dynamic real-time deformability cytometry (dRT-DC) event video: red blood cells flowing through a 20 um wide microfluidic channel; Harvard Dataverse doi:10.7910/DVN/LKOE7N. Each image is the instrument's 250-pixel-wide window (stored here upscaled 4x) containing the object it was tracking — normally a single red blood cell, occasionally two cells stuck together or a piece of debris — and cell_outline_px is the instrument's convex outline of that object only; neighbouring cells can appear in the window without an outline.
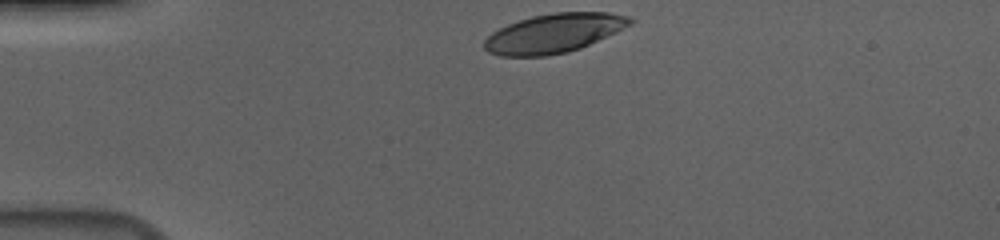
{"species": "human", "species_latin": "Homo sapiens", "temperature_condition": "cold", "stored_images_in_passage": 34, "camera_frame_rate_fps": 3000, "um_per_image_px": 0.085, "donor": {"sex": "male"}, "frame": {"image": 1, "passage_image": 1, "time_ms": 0.0, "image_size_px": [1000, 240], "cell_outline_px": [[636, 20], [632, 24], [616, 32], [580, 48], [568, 52], [544, 56], [500, 56], [488, 52], [484, 48], [484, 40], [492, 32], [508, 24], [532, 16], [556, 12], [608, 12], [632, 16]], "centroid_in_image_um": [47.11, 2.82], "position_along_channel_um": 37.9, "area_um2": 33.23}}
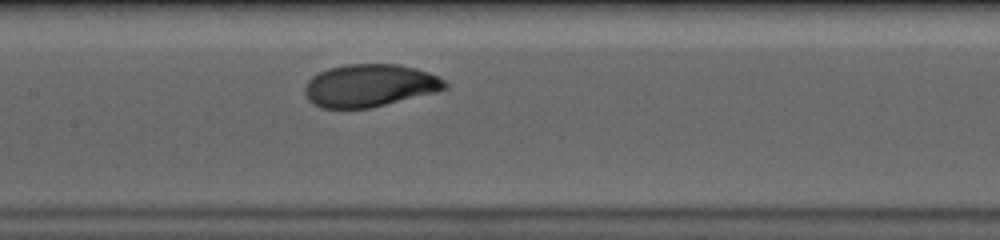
{"frame": {"image": 2, "passage_image": 16, "time_ms": 5.0, "image_size_px": [1000, 240], "cell_outline_px": [[448, 88], [436, 92], [372, 108], [320, 108], [312, 104], [308, 100], [304, 92], [304, 88], [308, 80], [312, 76], [328, 68], [344, 64], [400, 64], [416, 68], [428, 72], [444, 80], [448, 84]], "centroid_in_image_um": [31.41, 7.27], "position_along_channel_um": 176.0, "area_um2": 35.08}}
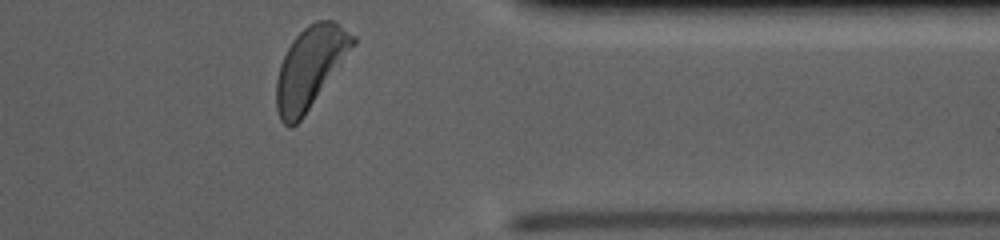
{"frame": {"image": 3, "passage_image": 34, "time_ms": 11.0, "image_size_px": [1000, 240], "cell_outline_px": [[356, 44], [300, 120], [292, 128], [288, 128], [280, 120], [276, 108], [276, 80], [280, 64], [292, 40], [308, 24], [316, 20], [332, 20], [356, 36]], "centroid_in_image_um": [26.35, 5.72], "position_along_channel_um": 385.1, "area_um2": 35.78}, "authors_computed_cell_mechanics": {"area_um2": 35.0268, "velocity_mm_per_s": 3.6523, "shape_relaxation_time_tau1_ms": 2.5974, "shape_relaxation_time_tau2_ms": null, "deformation_change_tau1": 0.1552, "deformation_change_tau2": null}}